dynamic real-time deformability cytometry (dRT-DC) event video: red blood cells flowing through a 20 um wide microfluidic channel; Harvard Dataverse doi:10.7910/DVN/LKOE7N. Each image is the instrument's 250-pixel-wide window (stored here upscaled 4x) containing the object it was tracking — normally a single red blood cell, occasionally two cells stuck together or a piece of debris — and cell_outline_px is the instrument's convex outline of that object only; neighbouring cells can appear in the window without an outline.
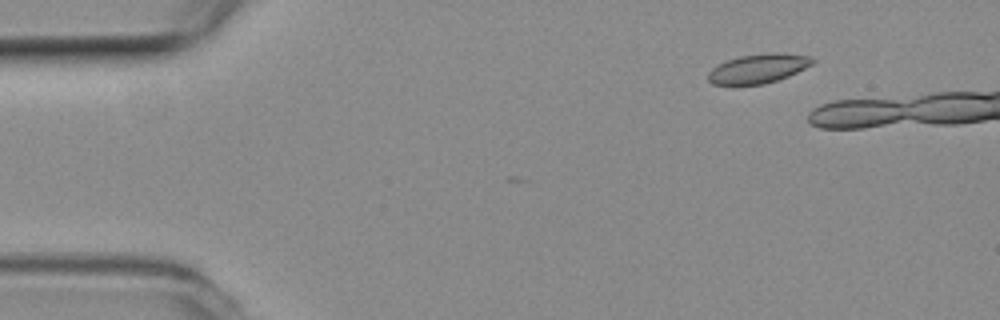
{"species": "common noctule bat (a hibernating species)", "species_latin": "Nyctalus noctula", "temperature_condition": "room temperature", "stored_images_in_passage": 6, "camera_frame_rate_fps": 3000, "um_per_image_px": 0.085, "animal": {"sex": "female", "body_mass_g": 19.3, "forearm_length_mm": 54.1}, "frame": {"image": 1, "passage_image": 2, "time_ms": 0.333, "image_size_px": [1000, 320], "cell_outline_px": [[816, 60], [812, 64], [788, 76], [764, 84], [712, 84], [708, 80], [708, 72], [712, 68], [728, 60], [740, 56], [768, 52], [776, 52], [812, 56]], "centroid_in_image_um": [64.48, 5.81], "position_along_channel_um": 20.5, "area_um2": 17.63}}